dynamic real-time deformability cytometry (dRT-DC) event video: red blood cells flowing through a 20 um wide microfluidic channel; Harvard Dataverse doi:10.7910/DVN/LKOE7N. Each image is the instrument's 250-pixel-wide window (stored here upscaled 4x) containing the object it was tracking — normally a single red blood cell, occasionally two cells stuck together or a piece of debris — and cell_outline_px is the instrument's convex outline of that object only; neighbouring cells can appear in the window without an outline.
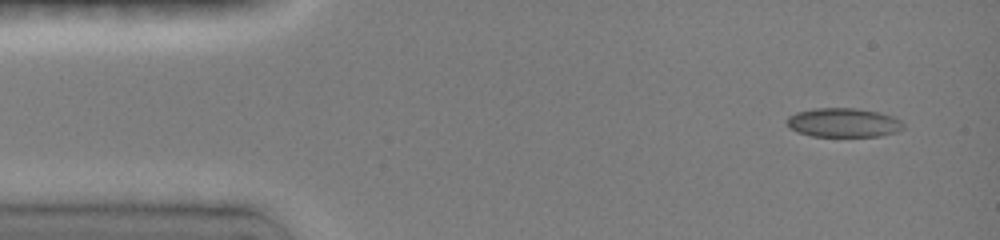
{"species": "common noctule bat (a hibernating species)", "species_latin": "Nyctalus noctula", "temperature_condition": "room temperature", "stored_images_in_passage": 8, "camera_frame_rate_fps": 3000, "um_per_image_px": 0.085, "animal": {"sex": "female", "body_mass_g": 19.0, "forearm_length_mm": 51.5}, "frame": {"image": 1, "passage_image": 1, "time_ms": 0.0, "image_size_px": [1000, 240], "cell_outline_px": [[904, 128], [896, 132], [880, 136], [812, 136], [796, 132], [788, 128], [784, 120], [788, 116], [796, 112], [816, 108], [856, 108], [880, 112], [892, 116], [900, 120], [904, 124]], "centroid_in_image_um": [71.65, 10.42], "position_along_channel_um": 13.3, "area_um2": 20.0}}
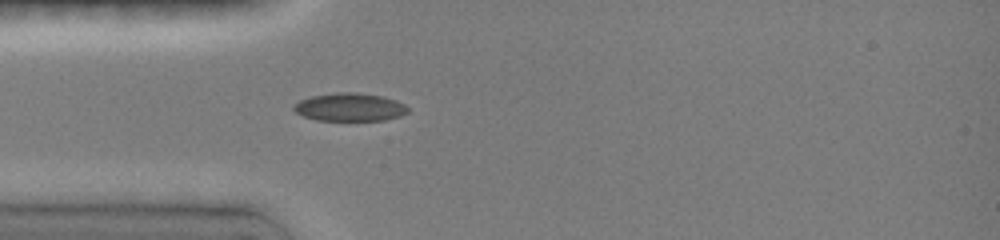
{"frame": {"image": 2, "passage_image": 8, "time_ms": 3.333, "image_size_px": [1000, 240], "cell_outline_px": [[408, 112], [400, 116], [384, 120], [316, 120], [304, 116], [296, 112], [292, 108], [292, 104], [300, 100], [312, 96], [344, 92], [352, 92], [380, 96], [396, 100], [404, 104], [408, 108]], "centroid_in_image_um": [29.71, 9.11], "position_along_channel_um": 55.3, "area_um2": 18.44}}